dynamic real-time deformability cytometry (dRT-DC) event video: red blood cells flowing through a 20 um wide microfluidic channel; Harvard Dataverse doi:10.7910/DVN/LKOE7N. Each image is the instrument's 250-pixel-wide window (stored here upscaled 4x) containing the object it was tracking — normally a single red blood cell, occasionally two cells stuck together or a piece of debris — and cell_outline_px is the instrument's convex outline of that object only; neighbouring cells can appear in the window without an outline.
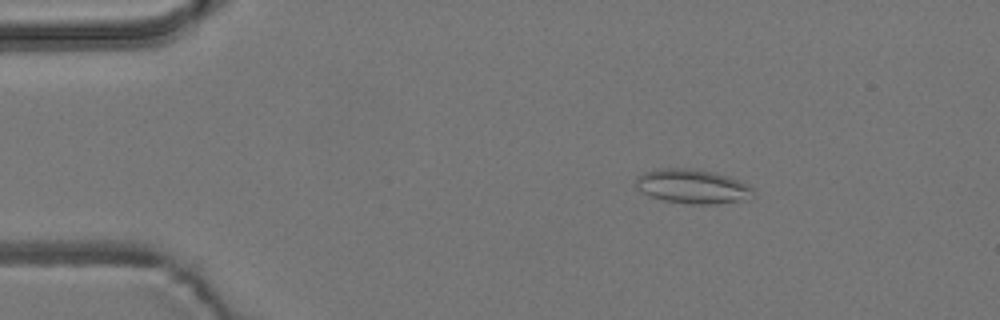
{"species": "common noctule bat (a hibernating species)", "species_latin": "Nyctalus noctula", "temperature_condition": "room temperature", "stored_images_in_passage": 4, "camera_frame_rate_fps": 3000, "um_per_image_px": 0.085, "animal": {"sex": "male", "body_mass_g": 19.2, "forearm_length_mm": 51.8}, "frame": {"image": 1, "passage_image": 2, "time_ms": 1.333, "image_size_px": [1000, 320], "cell_outline_px": [[756, 192], [748, 200], [716, 204], [692, 204], [664, 200], [648, 196], [636, 188], [636, 176], [644, 172], [656, 168], [692, 168], [716, 172], [728, 176], [752, 188]], "centroid_in_image_um": [58.84, 15.84], "position_along_channel_um": 26.2, "area_um2": 23.7}}